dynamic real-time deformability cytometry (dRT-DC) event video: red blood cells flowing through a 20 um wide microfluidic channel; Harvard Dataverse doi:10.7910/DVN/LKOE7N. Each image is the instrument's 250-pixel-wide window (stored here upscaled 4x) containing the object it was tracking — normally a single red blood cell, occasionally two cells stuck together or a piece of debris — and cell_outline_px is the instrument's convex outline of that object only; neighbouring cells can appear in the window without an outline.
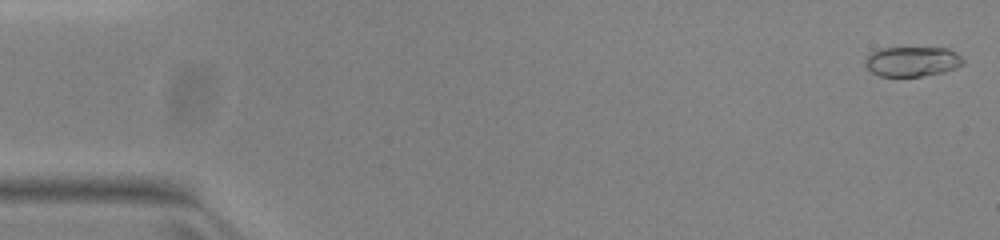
{"species": "common noctule bat (a hibernating species)", "species_latin": "Nyctalus noctula", "temperature_condition": "warm", "stored_images_in_passage": 52, "camera_frame_rate_fps": 3000, "um_per_image_px": 0.085, "animal": {"sex": "female", "body_mass_g": 23.0, "forearm_length_mm": 53.4}, "frame": {"image": 1, "passage_image": 1, "time_ms": 0.0, "image_size_px": [1000, 240], "cell_outline_px": [[964, 64], [956, 68], [944, 72], [920, 76], [880, 76], [872, 72], [864, 64], [864, 60], [872, 52], [880, 48], [948, 48], [956, 52], [964, 60]], "centroid_in_image_um": [77.55, 5.22], "position_along_channel_um": 7.4, "area_um2": 17.05}}
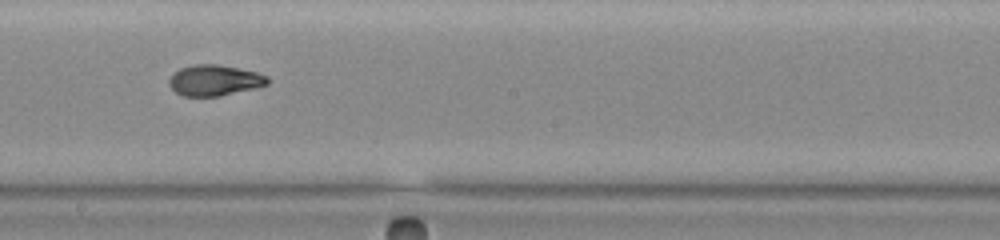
{"frame": {"image": 2, "passage_image": 29, "time_ms": 9.333, "image_size_px": [1000, 240], "cell_outline_px": [[268, 84], [256, 88], [220, 96], [184, 96], [176, 92], [168, 84], [168, 80], [172, 72], [180, 68], [192, 64], [216, 64], [256, 72], [268, 76]], "centroid_in_image_um": [18.2, 6.82], "position_along_channel_um": 230.0, "area_um2": 17.74}}
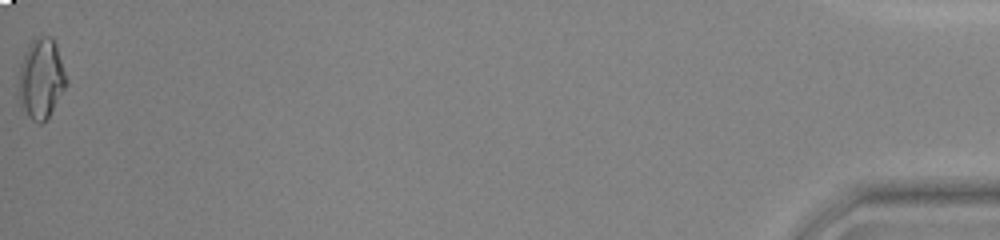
{"frame": {"image": 3, "passage_image": 52, "time_ms": 17.0, "image_size_px": [1000, 240], "cell_outline_px": [[68, 84], [48, 116], [40, 124], [32, 120], [20, 108], [20, 64], [24, 52], [28, 44], [36, 36], [52, 36], [56, 44], [68, 80]], "centroid_in_image_um": [3.51, 6.65], "position_along_channel_um": 431.7, "area_um2": 22.25}, "authors_computed_cell_mechanics": {"area_um2": 17.918, "velocity_mm_per_s": 3.9729, "shape_relaxation_time_tau1_ms": 6.6744, "shape_relaxation_time_tau2_ms": 1.826, "deformation_change_tau1": 0.2512, "deformation_change_tau2": 0.0659}}